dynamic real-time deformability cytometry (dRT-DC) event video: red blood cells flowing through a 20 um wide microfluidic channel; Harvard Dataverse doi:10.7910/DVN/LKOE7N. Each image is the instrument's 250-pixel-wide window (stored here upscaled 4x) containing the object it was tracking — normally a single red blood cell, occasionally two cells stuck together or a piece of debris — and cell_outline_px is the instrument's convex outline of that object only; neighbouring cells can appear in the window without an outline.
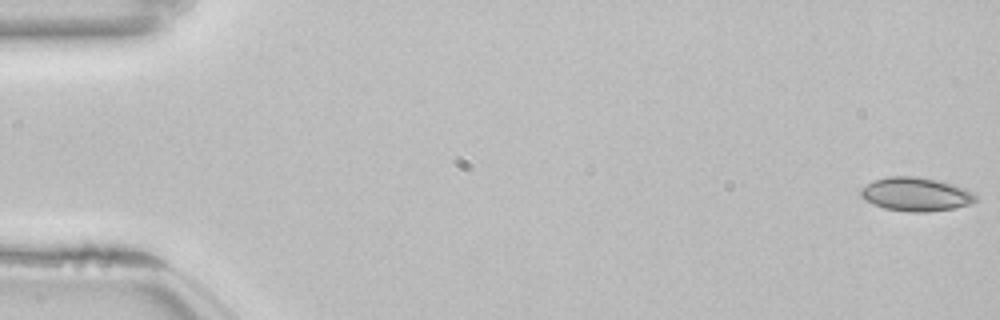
{"species": "common noctule bat (a hibernating species)", "species_latin": "Nyctalus noctula", "temperature_condition": "room temperature", "stored_images_in_passage": 54, "camera_frame_rate_fps": 3000, "um_per_image_px": 0.085, "animal": {"sex": "female", "body_mass_g": 22.7, "forearm_length_mm": 54.2}, "frame": {"image": 1, "passage_image": 1, "time_ms": 0.0, "image_size_px": [1000, 320], "cell_outline_px": [[980, 200], [968, 204], [952, 208], [928, 212], [908, 212], [884, 208], [864, 200], [860, 196], [860, 188], [872, 180], [888, 176], [916, 176], [936, 180], [952, 184], [976, 192], [980, 196]], "centroid_in_image_um": [77.86, 16.51], "position_along_channel_um": 7.1, "area_um2": 22.89}}
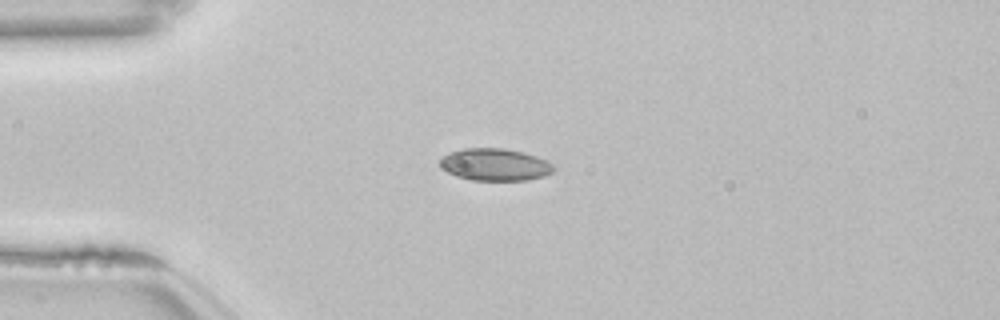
{"frame": {"image": 2, "passage_image": 14, "time_ms": 4.333, "image_size_px": [1000, 320], "cell_outline_px": [[556, 168], [552, 172], [544, 176], [528, 180], [472, 180], [456, 176], [440, 168], [440, 160], [448, 152], [464, 148], [504, 148], [524, 152], [536, 156], [552, 164]], "centroid_in_image_um": [42.06, 13.99], "position_along_channel_um": 42.9, "area_um2": 21.39}}
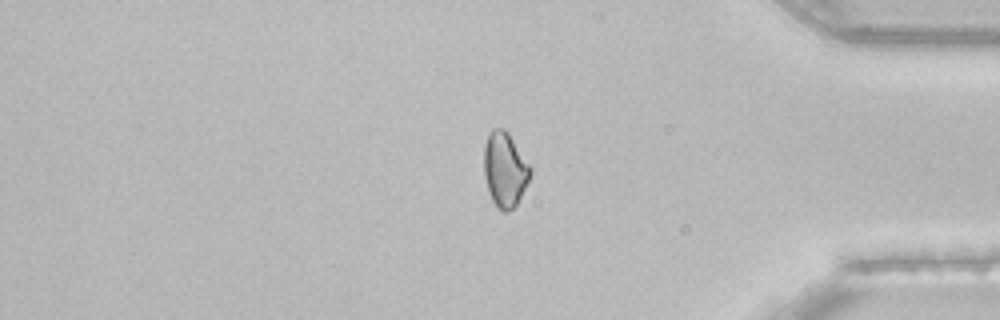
{"frame": {"image": 3, "passage_image": 45, "time_ms": 14.667, "image_size_px": [1000, 320], "cell_outline_px": [[532, 172], [516, 204], [508, 212], [504, 212], [496, 208], [488, 192], [484, 176], [484, 144], [488, 132], [492, 128], [504, 128], [508, 132], [532, 168]], "centroid_in_image_um": [42.88, 14.39], "position_along_channel_um": 392.3, "area_um2": 20.29}, "authors_computed_cell_mechanics": {"area_um2": 20.8369, "velocity_mm_per_s": 3.8566, "shape_relaxation_time_tau1_ms": null, "shape_relaxation_time_tau2_ms": 5.7677, "deformation_change_tau1": null, "deformation_change_tau2": 0.0888}}